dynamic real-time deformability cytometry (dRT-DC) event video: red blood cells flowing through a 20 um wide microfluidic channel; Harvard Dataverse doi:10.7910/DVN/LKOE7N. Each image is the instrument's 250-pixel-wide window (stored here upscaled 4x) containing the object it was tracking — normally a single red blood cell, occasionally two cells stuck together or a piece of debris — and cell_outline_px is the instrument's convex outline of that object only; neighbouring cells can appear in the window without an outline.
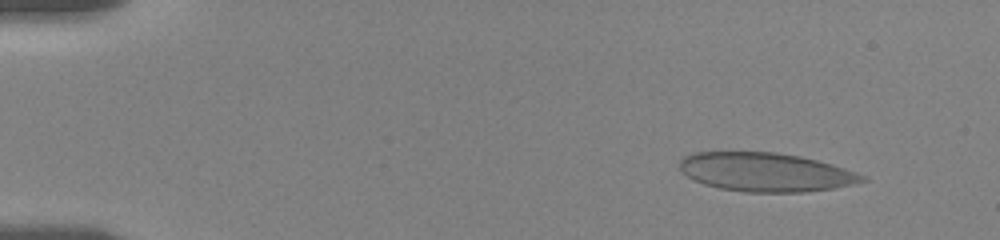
{"species": "human", "species_latin": "Homo sapiens", "temperature_condition": "room temperature", "stored_images_in_passage": 36, "camera_frame_rate_fps": 3000, "um_per_image_px": 0.085, "donor": {"sex": "female"}, "frame": {"image": 1, "passage_image": 3, "time_ms": 1.333, "image_size_px": [1000, 240], "cell_outline_px": [[868, 180], [852, 184], [832, 188], [804, 192], [744, 192], [720, 188], [704, 184], [680, 172], [680, 160], [684, 156], [692, 152], [776, 152], [800, 156], [832, 164], [868, 176]], "centroid_in_image_um": [65.08, 14.62], "position_along_channel_um": 19.9, "area_um2": 41.27}}
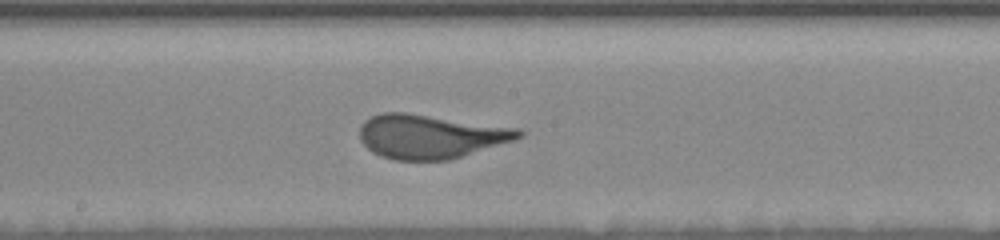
{"frame": {"image": 2, "passage_image": 22, "time_ms": 9.667, "image_size_px": [1000, 240], "cell_outline_px": [[524, 136], [516, 140], [448, 160], [396, 160], [380, 156], [372, 152], [360, 140], [360, 124], [364, 120], [380, 112], [404, 112], [520, 128], [524, 132]], "centroid_in_image_um": [36.59, 11.59], "position_along_channel_um": 211.6, "area_um2": 40.92}}
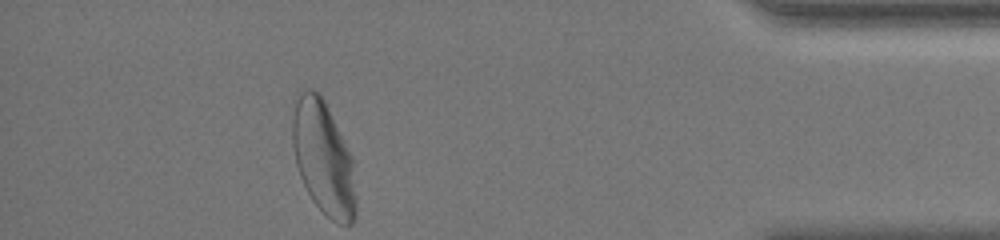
{"frame": {"image": 3, "passage_image": 36, "time_ms": 16.333, "image_size_px": [1000, 240], "cell_outline_px": [[356, 216], [352, 224], [340, 224], [332, 220], [312, 200], [300, 176], [296, 164], [292, 144], [292, 120], [296, 92], [308, 88], [312, 88], [324, 100], [352, 156], [356, 196]], "centroid_in_image_um": [27.48, 13.41], "position_along_channel_um": 407.7, "area_um2": 42.08}, "authors_computed_cell_mechanics": {"area_um2": 41.2692, "velocity_mm_per_s": 3.5531, "shape_relaxation_time_tau1_ms": 6.008, "shape_relaxation_time_tau2_ms": null, "deformation_change_tau1": 0.1922, "deformation_change_tau2": null}}